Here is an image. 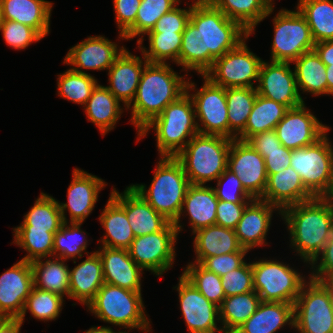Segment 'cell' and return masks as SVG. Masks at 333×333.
Returning a JSON list of instances; mask_svg holds the SVG:
<instances>
[{"mask_svg":"<svg viewBox=\"0 0 333 333\" xmlns=\"http://www.w3.org/2000/svg\"><path fill=\"white\" fill-rule=\"evenodd\" d=\"M249 34L209 0H193L190 19L182 33L179 66L187 74L195 70L204 75L216 59L234 49Z\"/></svg>","mask_w":333,"mask_h":333,"instance_id":"1","label":"cell"},{"mask_svg":"<svg viewBox=\"0 0 333 333\" xmlns=\"http://www.w3.org/2000/svg\"><path fill=\"white\" fill-rule=\"evenodd\" d=\"M290 247L310 265L333 235V202L325 197L290 205L281 211Z\"/></svg>","mask_w":333,"mask_h":333,"instance_id":"2","label":"cell"},{"mask_svg":"<svg viewBox=\"0 0 333 333\" xmlns=\"http://www.w3.org/2000/svg\"><path fill=\"white\" fill-rule=\"evenodd\" d=\"M179 75L170 63L148 62L142 72L132 103L126 108L131 110L132 125L137 134L153 118L160 115L164 108L186 93L187 78Z\"/></svg>","mask_w":333,"mask_h":333,"instance_id":"3","label":"cell"},{"mask_svg":"<svg viewBox=\"0 0 333 333\" xmlns=\"http://www.w3.org/2000/svg\"><path fill=\"white\" fill-rule=\"evenodd\" d=\"M150 129L155 131L159 157H176L199 133L194 103L189 94L186 92L168 104L160 115L145 125L137 134V142L146 137Z\"/></svg>","mask_w":333,"mask_h":333,"instance_id":"4","label":"cell"},{"mask_svg":"<svg viewBox=\"0 0 333 333\" xmlns=\"http://www.w3.org/2000/svg\"><path fill=\"white\" fill-rule=\"evenodd\" d=\"M148 190L145 184H131L159 214L174 223L181 212L190 185L182 164L175 157H159Z\"/></svg>","mask_w":333,"mask_h":333,"instance_id":"5","label":"cell"},{"mask_svg":"<svg viewBox=\"0 0 333 333\" xmlns=\"http://www.w3.org/2000/svg\"><path fill=\"white\" fill-rule=\"evenodd\" d=\"M86 309L99 320L114 326L152 332L141 292L104 283Z\"/></svg>","mask_w":333,"mask_h":333,"instance_id":"6","label":"cell"},{"mask_svg":"<svg viewBox=\"0 0 333 333\" xmlns=\"http://www.w3.org/2000/svg\"><path fill=\"white\" fill-rule=\"evenodd\" d=\"M232 140L198 133L187 143L175 158L182 164L190 184L206 185L217 180L227 169Z\"/></svg>","mask_w":333,"mask_h":333,"instance_id":"7","label":"cell"},{"mask_svg":"<svg viewBox=\"0 0 333 333\" xmlns=\"http://www.w3.org/2000/svg\"><path fill=\"white\" fill-rule=\"evenodd\" d=\"M254 290L263 302L294 304L307 281L294 267L279 260L265 258L251 262Z\"/></svg>","mask_w":333,"mask_h":333,"instance_id":"8","label":"cell"},{"mask_svg":"<svg viewBox=\"0 0 333 333\" xmlns=\"http://www.w3.org/2000/svg\"><path fill=\"white\" fill-rule=\"evenodd\" d=\"M327 133L329 130L311 145L291 150L290 167L314 197H324L331 184L333 145Z\"/></svg>","mask_w":333,"mask_h":333,"instance_id":"9","label":"cell"},{"mask_svg":"<svg viewBox=\"0 0 333 333\" xmlns=\"http://www.w3.org/2000/svg\"><path fill=\"white\" fill-rule=\"evenodd\" d=\"M274 35L271 61L293 62L303 53L312 51L315 42L306 18L296 8L281 9L273 17Z\"/></svg>","mask_w":333,"mask_h":333,"instance_id":"10","label":"cell"},{"mask_svg":"<svg viewBox=\"0 0 333 333\" xmlns=\"http://www.w3.org/2000/svg\"><path fill=\"white\" fill-rule=\"evenodd\" d=\"M249 34L234 49L216 59L204 74L213 84L226 88H256L263 59L253 53L246 44Z\"/></svg>","mask_w":333,"mask_h":333,"instance_id":"11","label":"cell"},{"mask_svg":"<svg viewBox=\"0 0 333 333\" xmlns=\"http://www.w3.org/2000/svg\"><path fill=\"white\" fill-rule=\"evenodd\" d=\"M201 77L204 82L200 90L195 82H190L191 79H188L186 86V92L194 103L199 133L229 138L226 89L213 84L204 75ZM191 90L194 93L191 94Z\"/></svg>","mask_w":333,"mask_h":333,"instance_id":"12","label":"cell"},{"mask_svg":"<svg viewBox=\"0 0 333 333\" xmlns=\"http://www.w3.org/2000/svg\"><path fill=\"white\" fill-rule=\"evenodd\" d=\"M299 333H333V309L326 289L308 278L294 303V328Z\"/></svg>","mask_w":333,"mask_h":333,"instance_id":"13","label":"cell"},{"mask_svg":"<svg viewBox=\"0 0 333 333\" xmlns=\"http://www.w3.org/2000/svg\"><path fill=\"white\" fill-rule=\"evenodd\" d=\"M178 235L174 223L169 222L161 231L135 237L129 255L144 271L160 277L173 267Z\"/></svg>","mask_w":333,"mask_h":333,"instance_id":"14","label":"cell"},{"mask_svg":"<svg viewBox=\"0 0 333 333\" xmlns=\"http://www.w3.org/2000/svg\"><path fill=\"white\" fill-rule=\"evenodd\" d=\"M176 288L180 310L189 333H223L219 307L203 296L182 274Z\"/></svg>","mask_w":333,"mask_h":333,"instance_id":"15","label":"cell"},{"mask_svg":"<svg viewBox=\"0 0 333 333\" xmlns=\"http://www.w3.org/2000/svg\"><path fill=\"white\" fill-rule=\"evenodd\" d=\"M290 65L291 62L263 60L256 86L257 94L285 105L288 109L304 103L297 88L294 68L291 69Z\"/></svg>","mask_w":333,"mask_h":333,"instance_id":"16","label":"cell"},{"mask_svg":"<svg viewBox=\"0 0 333 333\" xmlns=\"http://www.w3.org/2000/svg\"><path fill=\"white\" fill-rule=\"evenodd\" d=\"M305 105L304 102L300 106L288 109L276 125L278 139L287 149L295 150L311 145L331 130Z\"/></svg>","mask_w":333,"mask_h":333,"instance_id":"17","label":"cell"},{"mask_svg":"<svg viewBox=\"0 0 333 333\" xmlns=\"http://www.w3.org/2000/svg\"><path fill=\"white\" fill-rule=\"evenodd\" d=\"M227 168L240 179L244 189L253 197L263 196L267 173L263 156L247 141L233 139L228 153Z\"/></svg>","mask_w":333,"mask_h":333,"instance_id":"18","label":"cell"},{"mask_svg":"<svg viewBox=\"0 0 333 333\" xmlns=\"http://www.w3.org/2000/svg\"><path fill=\"white\" fill-rule=\"evenodd\" d=\"M106 185L102 178L74 168L72 181L67 189V203L58 201L63 221L83 223L94 210L98 195ZM66 211H69L70 220L67 219Z\"/></svg>","mask_w":333,"mask_h":333,"instance_id":"19","label":"cell"},{"mask_svg":"<svg viewBox=\"0 0 333 333\" xmlns=\"http://www.w3.org/2000/svg\"><path fill=\"white\" fill-rule=\"evenodd\" d=\"M124 49L125 46L119 47L105 36H88L69 49L63 64L71 65V70L83 74H87L84 70L104 71L113 65Z\"/></svg>","mask_w":333,"mask_h":333,"instance_id":"20","label":"cell"},{"mask_svg":"<svg viewBox=\"0 0 333 333\" xmlns=\"http://www.w3.org/2000/svg\"><path fill=\"white\" fill-rule=\"evenodd\" d=\"M34 286L30 262L19 260L0 275V318H20Z\"/></svg>","mask_w":333,"mask_h":333,"instance_id":"21","label":"cell"},{"mask_svg":"<svg viewBox=\"0 0 333 333\" xmlns=\"http://www.w3.org/2000/svg\"><path fill=\"white\" fill-rule=\"evenodd\" d=\"M275 211L281 216L277 206L260 198H254L247 204L235 228L238 241L244 249L250 251L257 246L268 245L266 237Z\"/></svg>","mask_w":333,"mask_h":333,"instance_id":"22","label":"cell"},{"mask_svg":"<svg viewBox=\"0 0 333 333\" xmlns=\"http://www.w3.org/2000/svg\"><path fill=\"white\" fill-rule=\"evenodd\" d=\"M110 196L125 210L135 237L161 231L170 222L130 185L122 193L113 187Z\"/></svg>","mask_w":333,"mask_h":333,"instance_id":"23","label":"cell"},{"mask_svg":"<svg viewBox=\"0 0 333 333\" xmlns=\"http://www.w3.org/2000/svg\"><path fill=\"white\" fill-rule=\"evenodd\" d=\"M133 55L126 48L108 69L109 86H105L127 108L133 101L138 84L148 63L143 54Z\"/></svg>","mask_w":333,"mask_h":333,"instance_id":"24","label":"cell"},{"mask_svg":"<svg viewBox=\"0 0 333 333\" xmlns=\"http://www.w3.org/2000/svg\"><path fill=\"white\" fill-rule=\"evenodd\" d=\"M104 283L141 292L143 269L130 257L128 249L99 246Z\"/></svg>","mask_w":333,"mask_h":333,"instance_id":"25","label":"cell"},{"mask_svg":"<svg viewBox=\"0 0 333 333\" xmlns=\"http://www.w3.org/2000/svg\"><path fill=\"white\" fill-rule=\"evenodd\" d=\"M217 205L218 199L212 186L190 184L179 217L174 222L178 234L182 232L180 219L185 214L189 216L192 234L201 228L216 224Z\"/></svg>","mask_w":333,"mask_h":333,"instance_id":"26","label":"cell"},{"mask_svg":"<svg viewBox=\"0 0 333 333\" xmlns=\"http://www.w3.org/2000/svg\"><path fill=\"white\" fill-rule=\"evenodd\" d=\"M314 196L305 188L299 174L292 168L270 174L260 198L269 204L277 206L281 211L294 204L308 201Z\"/></svg>","mask_w":333,"mask_h":333,"instance_id":"27","label":"cell"},{"mask_svg":"<svg viewBox=\"0 0 333 333\" xmlns=\"http://www.w3.org/2000/svg\"><path fill=\"white\" fill-rule=\"evenodd\" d=\"M104 284L102 261L97 252L69 271V299L87 305L95 298Z\"/></svg>","mask_w":333,"mask_h":333,"instance_id":"28","label":"cell"},{"mask_svg":"<svg viewBox=\"0 0 333 333\" xmlns=\"http://www.w3.org/2000/svg\"><path fill=\"white\" fill-rule=\"evenodd\" d=\"M287 324L294 328V304L262 301L233 333H276Z\"/></svg>","mask_w":333,"mask_h":333,"instance_id":"29","label":"cell"},{"mask_svg":"<svg viewBox=\"0 0 333 333\" xmlns=\"http://www.w3.org/2000/svg\"><path fill=\"white\" fill-rule=\"evenodd\" d=\"M4 20L34 28L43 38L50 33L53 4L47 0H0Z\"/></svg>","mask_w":333,"mask_h":333,"instance_id":"30","label":"cell"},{"mask_svg":"<svg viewBox=\"0 0 333 333\" xmlns=\"http://www.w3.org/2000/svg\"><path fill=\"white\" fill-rule=\"evenodd\" d=\"M193 248L196 255L194 262L201 263L205 258L231 252H249L244 249L236 236L235 230L217 224L201 228L193 233Z\"/></svg>","mask_w":333,"mask_h":333,"instance_id":"31","label":"cell"},{"mask_svg":"<svg viewBox=\"0 0 333 333\" xmlns=\"http://www.w3.org/2000/svg\"><path fill=\"white\" fill-rule=\"evenodd\" d=\"M120 104L105 86L98 83L83 109L88 121L96 125L104 136L115 128L124 112L123 109H126Z\"/></svg>","mask_w":333,"mask_h":333,"instance_id":"32","label":"cell"},{"mask_svg":"<svg viewBox=\"0 0 333 333\" xmlns=\"http://www.w3.org/2000/svg\"><path fill=\"white\" fill-rule=\"evenodd\" d=\"M105 235L98 240L101 246L128 249L135 238L125 210L110 196L99 216Z\"/></svg>","mask_w":333,"mask_h":333,"instance_id":"33","label":"cell"},{"mask_svg":"<svg viewBox=\"0 0 333 333\" xmlns=\"http://www.w3.org/2000/svg\"><path fill=\"white\" fill-rule=\"evenodd\" d=\"M52 258H41L30 262L34 287L56 293L62 297L66 296L69 299L70 268L65 263L67 260L58 257Z\"/></svg>","mask_w":333,"mask_h":333,"instance_id":"34","label":"cell"},{"mask_svg":"<svg viewBox=\"0 0 333 333\" xmlns=\"http://www.w3.org/2000/svg\"><path fill=\"white\" fill-rule=\"evenodd\" d=\"M294 71L299 94L311 93L313 96L327 95L326 65L314 50L303 53L295 59ZM302 91V92H300Z\"/></svg>","mask_w":333,"mask_h":333,"instance_id":"35","label":"cell"},{"mask_svg":"<svg viewBox=\"0 0 333 333\" xmlns=\"http://www.w3.org/2000/svg\"><path fill=\"white\" fill-rule=\"evenodd\" d=\"M229 19L238 22L251 35L256 26L274 10H269L262 0H209Z\"/></svg>","mask_w":333,"mask_h":333,"instance_id":"36","label":"cell"},{"mask_svg":"<svg viewBox=\"0 0 333 333\" xmlns=\"http://www.w3.org/2000/svg\"><path fill=\"white\" fill-rule=\"evenodd\" d=\"M261 302L255 291L225 297L219 307L223 333H233L255 313Z\"/></svg>","mask_w":333,"mask_h":333,"instance_id":"37","label":"cell"},{"mask_svg":"<svg viewBox=\"0 0 333 333\" xmlns=\"http://www.w3.org/2000/svg\"><path fill=\"white\" fill-rule=\"evenodd\" d=\"M23 219V222L13 229H40L56 233L64 223L58 200L43 192Z\"/></svg>","mask_w":333,"mask_h":333,"instance_id":"38","label":"cell"},{"mask_svg":"<svg viewBox=\"0 0 333 333\" xmlns=\"http://www.w3.org/2000/svg\"><path fill=\"white\" fill-rule=\"evenodd\" d=\"M287 110L285 105L257 94L245 130L237 139L246 141L254 134L275 130L276 125L284 117Z\"/></svg>","mask_w":333,"mask_h":333,"instance_id":"39","label":"cell"},{"mask_svg":"<svg viewBox=\"0 0 333 333\" xmlns=\"http://www.w3.org/2000/svg\"><path fill=\"white\" fill-rule=\"evenodd\" d=\"M296 8L306 18L315 43L333 40V0H298Z\"/></svg>","mask_w":333,"mask_h":333,"instance_id":"40","label":"cell"},{"mask_svg":"<svg viewBox=\"0 0 333 333\" xmlns=\"http://www.w3.org/2000/svg\"><path fill=\"white\" fill-rule=\"evenodd\" d=\"M256 97V88H226L229 139L237 138L245 130Z\"/></svg>","mask_w":333,"mask_h":333,"instance_id":"41","label":"cell"},{"mask_svg":"<svg viewBox=\"0 0 333 333\" xmlns=\"http://www.w3.org/2000/svg\"><path fill=\"white\" fill-rule=\"evenodd\" d=\"M83 223L64 222L60 230L54 234L53 257L64 260H72L76 264V259L92 254L86 251L88 247V237L86 232L81 229Z\"/></svg>","mask_w":333,"mask_h":333,"instance_id":"42","label":"cell"},{"mask_svg":"<svg viewBox=\"0 0 333 333\" xmlns=\"http://www.w3.org/2000/svg\"><path fill=\"white\" fill-rule=\"evenodd\" d=\"M149 47L137 43L138 48L146 60L151 63H168L171 60L179 66L182 33L176 32H148Z\"/></svg>","mask_w":333,"mask_h":333,"instance_id":"43","label":"cell"},{"mask_svg":"<svg viewBox=\"0 0 333 333\" xmlns=\"http://www.w3.org/2000/svg\"><path fill=\"white\" fill-rule=\"evenodd\" d=\"M179 3L180 0H141L135 23L124 34L125 39L128 41L139 36L137 43H144V36L152 30L159 18Z\"/></svg>","mask_w":333,"mask_h":333,"instance_id":"44","label":"cell"},{"mask_svg":"<svg viewBox=\"0 0 333 333\" xmlns=\"http://www.w3.org/2000/svg\"><path fill=\"white\" fill-rule=\"evenodd\" d=\"M57 77L58 96L83 107L98 84L97 79L91 74L78 73L71 69L58 74Z\"/></svg>","mask_w":333,"mask_h":333,"instance_id":"45","label":"cell"},{"mask_svg":"<svg viewBox=\"0 0 333 333\" xmlns=\"http://www.w3.org/2000/svg\"><path fill=\"white\" fill-rule=\"evenodd\" d=\"M13 244L24 249L27 254L21 259L32 262L53 257L54 234L40 229H13Z\"/></svg>","mask_w":333,"mask_h":333,"instance_id":"46","label":"cell"},{"mask_svg":"<svg viewBox=\"0 0 333 333\" xmlns=\"http://www.w3.org/2000/svg\"><path fill=\"white\" fill-rule=\"evenodd\" d=\"M182 275L210 302L218 307L222 305L226 296L219 275L207 270L197 262H189Z\"/></svg>","mask_w":333,"mask_h":333,"instance_id":"47","label":"cell"},{"mask_svg":"<svg viewBox=\"0 0 333 333\" xmlns=\"http://www.w3.org/2000/svg\"><path fill=\"white\" fill-rule=\"evenodd\" d=\"M63 298L61 295L33 286L19 319L24 323V317L28 310L35 319L44 322L55 321L63 309V303L65 302Z\"/></svg>","mask_w":333,"mask_h":333,"instance_id":"48","label":"cell"},{"mask_svg":"<svg viewBox=\"0 0 333 333\" xmlns=\"http://www.w3.org/2000/svg\"><path fill=\"white\" fill-rule=\"evenodd\" d=\"M0 31L5 43L15 50L26 49L43 38L34 28L12 20H4Z\"/></svg>","mask_w":333,"mask_h":333,"instance_id":"49","label":"cell"},{"mask_svg":"<svg viewBox=\"0 0 333 333\" xmlns=\"http://www.w3.org/2000/svg\"><path fill=\"white\" fill-rule=\"evenodd\" d=\"M213 187L218 200L249 203L254 198L244 189L240 179L228 168L217 178Z\"/></svg>","mask_w":333,"mask_h":333,"instance_id":"50","label":"cell"},{"mask_svg":"<svg viewBox=\"0 0 333 333\" xmlns=\"http://www.w3.org/2000/svg\"><path fill=\"white\" fill-rule=\"evenodd\" d=\"M221 280L226 297L255 291L251 262L221 276Z\"/></svg>","mask_w":333,"mask_h":333,"instance_id":"51","label":"cell"},{"mask_svg":"<svg viewBox=\"0 0 333 333\" xmlns=\"http://www.w3.org/2000/svg\"><path fill=\"white\" fill-rule=\"evenodd\" d=\"M179 4L171 11L162 15L149 32L183 33L190 19L192 4L188 8H179Z\"/></svg>","mask_w":333,"mask_h":333,"instance_id":"52","label":"cell"},{"mask_svg":"<svg viewBox=\"0 0 333 333\" xmlns=\"http://www.w3.org/2000/svg\"><path fill=\"white\" fill-rule=\"evenodd\" d=\"M140 3L141 0H113L118 40H126L124 34L134 25Z\"/></svg>","mask_w":333,"mask_h":333,"instance_id":"53","label":"cell"},{"mask_svg":"<svg viewBox=\"0 0 333 333\" xmlns=\"http://www.w3.org/2000/svg\"><path fill=\"white\" fill-rule=\"evenodd\" d=\"M248 252H231L228 254L211 256L205 258L200 264L209 271H212L220 277L228 272L241 267L246 260Z\"/></svg>","mask_w":333,"mask_h":333,"instance_id":"54","label":"cell"},{"mask_svg":"<svg viewBox=\"0 0 333 333\" xmlns=\"http://www.w3.org/2000/svg\"><path fill=\"white\" fill-rule=\"evenodd\" d=\"M247 204L248 203H233L218 200L216 209V224L235 230Z\"/></svg>","mask_w":333,"mask_h":333,"instance_id":"55","label":"cell"},{"mask_svg":"<svg viewBox=\"0 0 333 333\" xmlns=\"http://www.w3.org/2000/svg\"><path fill=\"white\" fill-rule=\"evenodd\" d=\"M310 266L312 271L308 277L312 279L333 277V235Z\"/></svg>","mask_w":333,"mask_h":333,"instance_id":"56","label":"cell"},{"mask_svg":"<svg viewBox=\"0 0 333 333\" xmlns=\"http://www.w3.org/2000/svg\"><path fill=\"white\" fill-rule=\"evenodd\" d=\"M257 152L264 158L267 176L290 167L291 150L283 145L279 147V150Z\"/></svg>","mask_w":333,"mask_h":333,"instance_id":"57","label":"cell"},{"mask_svg":"<svg viewBox=\"0 0 333 333\" xmlns=\"http://www.w3.org/2000/svg\"><path fill=\"white\" fill-rule=\"evenodd\" d=\"M246 141L256 151L279 150V147L282 146L275 130L254 134Z\"/></svg>","mask_w":333,"mask_h":333,"instance_id":"58","label":"cell"},{"mask_svg":"<svg viewBox=\"0 0 333 333\" xmlns=\"http://www.w3.org/2000/svg\"><path fill=\"white\" fill-rule=\"evenodd\" d=\"M313 50L326 66L333 65V40L317 42Z\"/></svg>","mask_w":333,"mask_h":333,"instance_id":"59","label":"cell"},{"mask_svg":"<svg viewBox=\"0 0 333 333\" xmlns=\"http://www.w3.org/2000/svg\"><path fill=\"white\" fill-rule=\"evenodd\" d=\"M22 325L19 318H0V333H20Z\"/></svg>","mask_w":333,"mask_h":333,"instance_id":"60","label":"cell"},{"mask_svg":"<svg viewBox=\"0 0 333 333\" xmlns=\"http://www.w3.org/2000/svg\"><path fill=\"white\" fill-rule=\"evenodd\" d=\"M315 280H317L326 289L330 299V304L333 309V277H327Z\"/></svg>","mask_w":333,"mask_h":333,"instance_id":"61","label":"cell"},{"mask_svg":"<svg viewBox=\"0 0 333 333\" xmlns=\"http://www.w3.org/2000/svg\"><path fill=\"white\" fill-rule=\"evenodd\" d=\"M327 95L333 96V65L326 66Z\"/></svg>","mask_w":333,"mask_h":333,"instance_id":"62","label":"cell"},{"mask_svg":"<svg viewBox=\"0 0 333 333\" xmlns=\"http://www.w3.org/2000/svg\"><path fill=\"white\" fill-rule=\"evenodd\" d=\"M113 331L110 326H94L89 328L85 333H113Z\"/></svg>","mask_w":333,"mask_h":333,"instance_id":"63","label":"cell"},{"mask_svg":"<svg viewBox=\"0 0 333 333\" xmlns=\"http://www.w3.org/2000/svg\"><path fill=\"white\" fill-rule=\"evenodd\" d=\"M326 199H329L333 202V169H332V179L328 193L324 196Z\"/></svg>","mask_w":333,"mask_h":333,"instance_id":"64","label":"cell"},{"mask_svg":"<svg viewBox=\"0 0 333 333\" xmlns=\"http://www.w3.org/2000/svg\"><path fill=\"white\" fill-rule=\"evenodd\" d=\"M262 2L265 4V6L269 9V10H274V0H262Z\"/></svg>","mask_w":333,"mask_h":333,"instance_id":"65","label":"cell"},{"mask_svg":"<svg viewBox=\"0 0 333 333\" xmlns=\"http://www.w3.org/2000/svg\"><path fill=\"white\" fill-rule=\"evenodd\" d=\"M4 19H3V12H2V6H1V2H0V26L2 25Z\"/></svg>","mask_w":333,"mask_h":333,"instance_id":"66","label":"cell"},{"mask_svg":"<svg viewBox=\"0 0 333 333\" xmlns=\"http://www.w3.org/2000/svg\"><path fill=\"white\" fill-rule=\"evenodd\" d=\"M124 330H122V331H118V332H116V331H113V333H129L128 331L126 332V331H124Z\"/></svg>","mask_w":333,"mask_h":333,"instance_id":"67","label":"cell"}]
</instances>
